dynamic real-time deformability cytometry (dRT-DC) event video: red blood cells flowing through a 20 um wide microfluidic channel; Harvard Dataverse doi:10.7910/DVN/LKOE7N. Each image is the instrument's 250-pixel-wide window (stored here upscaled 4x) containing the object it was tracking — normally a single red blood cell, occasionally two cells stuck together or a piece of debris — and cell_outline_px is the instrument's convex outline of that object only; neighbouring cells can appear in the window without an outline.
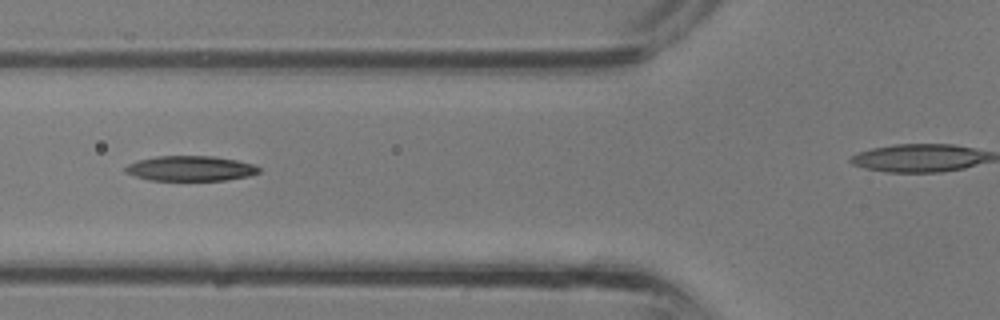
{"species": "common noctule bat (a hibernating species)", "species_latin": "Nyctalus noctula", "temperature_condition": "room temperature", "stored_images_in_passage": 23, "camera_frame_rate_fps": 3000, "um_per_image_px": 0.085, "animal": {"sex": "male", "body_mass_g": 13.3}, "frame": {"image": 1, "passage_image": 4, "time_ms": 1.0, "image_size_px": [1000, 320], "cell_outline_px": [[260, 172], [248, 176], [224, 180], [148, 180], [124, 172], [124, 168], [128, 164], [140, 160], [156, 156], [212, 156], [236, 160], [252, 164], [260, 168]], "centroid_in_image_um": [16.17, 14.32], "position_along_channel_um": 109.6, "area_um2": 19.36}}
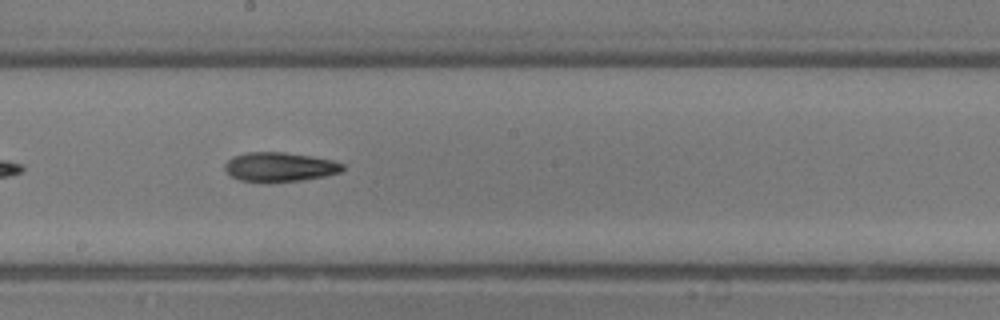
{"frame": {"image": 2, "passage_image": 10, "time_ms": 3.0, "image_size_px": [1000, 320], "cell_outline_px": [[344, 168], [340, 172], [324, 176], [300, 180], [240, 180], [232, 176], [224, 168], [224, 164], [232, 156], [248, 152], [284, 152], [312, 156], [332, 160], [344, 164]], "centroid_in_image_um": [23.79, 14.15], "position_along_channel_um": 224.4, "area_um2": 19.54}}
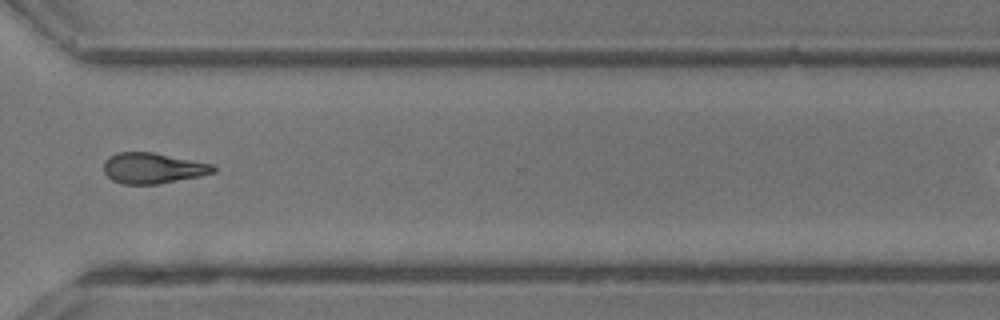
{"frame": {"image": 3, "passage_image": 17, "time_ms": 5.333, "image_size_px": [1000, 320], "cell_outline_px": [[216, 172], [200, 176], [156, 184], [124, 184], [112, 180], [104, 172], [104, 160], [116, 152], [152, 152], [212, 164], [216, 168]], "centroid_in_image_um": [12.97, 14.29], "position_along_channel_um": 357.6, "area_um2": 19.48}}